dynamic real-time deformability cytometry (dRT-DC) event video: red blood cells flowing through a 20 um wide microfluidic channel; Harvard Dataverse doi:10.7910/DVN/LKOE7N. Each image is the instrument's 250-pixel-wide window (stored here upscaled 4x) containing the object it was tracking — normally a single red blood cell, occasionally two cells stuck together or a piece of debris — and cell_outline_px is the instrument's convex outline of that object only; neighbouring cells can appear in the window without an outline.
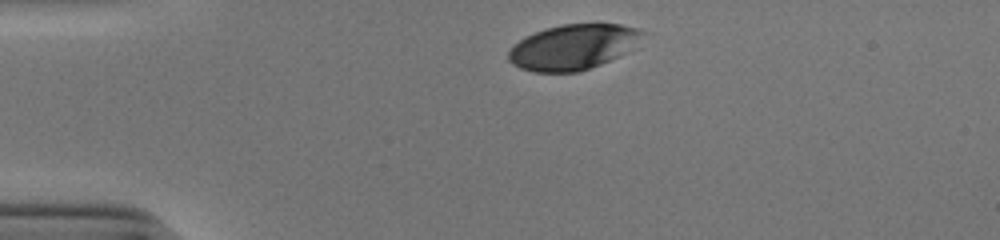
{"species": "human", "species_latin": "Homo sapiens", "temperature_condition": "cold", "stored_images_in_passage": 32, "camera_frame_rate_fps": 3000, "um_per_image_px": 0.085, "donor": {"sex": "male"}, "frame": {"image": 1, "passage_image": 1, "time_ms": 0.0, "image_size_px": [1000, 240], "cell_outline_px": [[652, 32], [620, 56], [580, 72], [532, 72], [520, 68], [512, 64], [508, 60], [508, 52], [520, 40], [544, 28], [560, 24], [620, 24], [640, 28]], "centroid_in_image_um": [48.79, 3.98], "position_along_channel_um": 36.2, "area_um2": 35.66}}
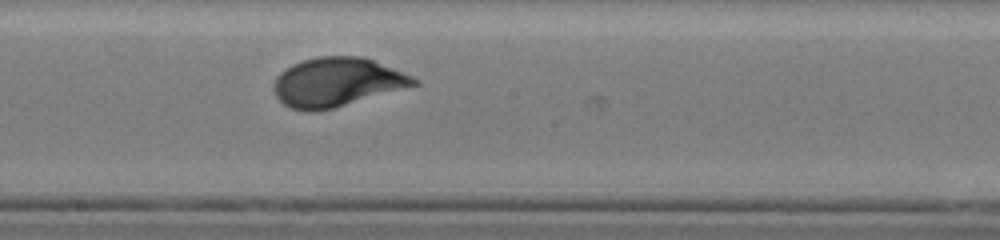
{"frame": {"image": 2, "passage_image": 19, "time_ms": 6.0, "image_size_px": [1000, 240], "cell_outline_px": [[420, 84], [332, 108], [316, 112], [304, 112], [292, 108], [284, 104], [276, 96], [272, 88], [272, 84], [276, 76], [280, 72], [292, 64], [304, 60], [320, 56], [364, 56], [412, 76], [420, 80]], "centroid_in_image_um": [28.61, 6.98], "position_along_channel_um": 219.6, "area_um2": 39.94}}
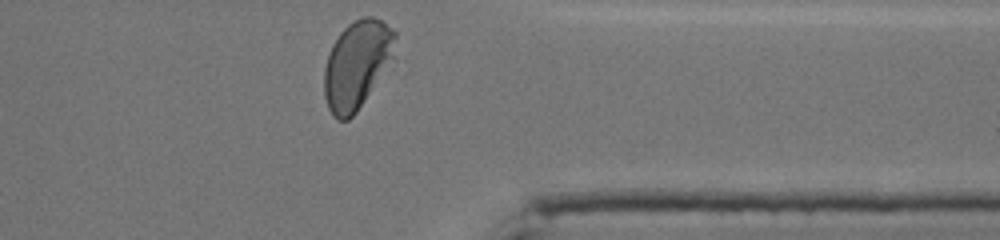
{"frame": {"image": 3, "passage_image": 32, "time_ms": 10.333, "image_size_px": [1000, 240], "cell_outline_px": [[396, 36], [392, 56], [356, 112], [348, 120], [336, 120], [332, 116], [328, 108], [324, 96], [324, 68], [332, 44], [340, 32], [348, 24], [364, 16], [372, 16], [380, 20], [392, 28], [396, 32]], "centroid_in_image_um": [30.28, 5.48], "position_along_channel_um": 381.1, "area_um2": 35.6}, "authors_computed_cell_mechanics": {"area_um2": 39.0728, "velocity_mm_per_s": 3.8521, "shape_relaxation_time_tau1_ms": 3.0365, "shape_relaxation_time_tau2_ms": null, "deformation_change_tau1": 0.1606, "deformation_change_tau2": null}}